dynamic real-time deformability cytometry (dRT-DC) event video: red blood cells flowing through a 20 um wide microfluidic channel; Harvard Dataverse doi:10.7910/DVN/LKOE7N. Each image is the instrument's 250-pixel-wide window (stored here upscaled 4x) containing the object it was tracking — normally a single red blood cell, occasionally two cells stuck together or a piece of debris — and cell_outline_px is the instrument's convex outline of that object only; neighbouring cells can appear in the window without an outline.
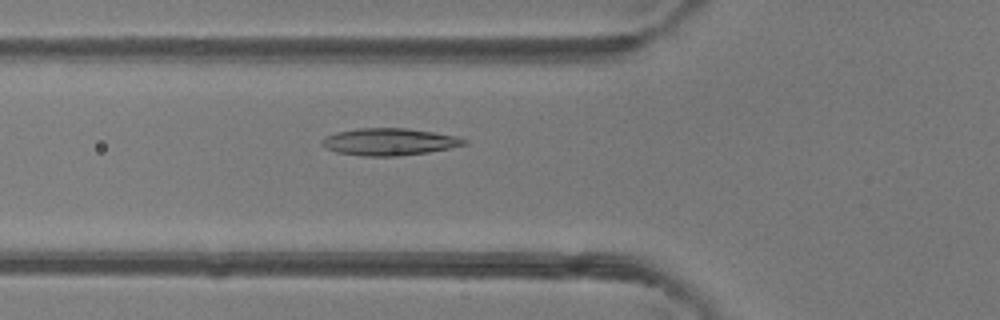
{"species": "common noctule bat (a hibernating species)", "species_latin": "Nyctalus noctula", "temperature_condition": "room temperature", "stored_images_in_passage": 47, "camera_frame_rate_fps": 3000, "um_per_image_px": 0.085, "animal": {"sex": "female"}, "frame": {"image": 1, "passage_image": 16, "time_ms": 5.0, "image_size_px": [1000, 320], "cell_outline_px": [[468, 144], [428, 152], [400, 156], [360, 156], [336, 152], [324, 148], [320, 144], [320, 140], [324, 136], [336, 132], [356, 128], [408, 128], [456, 136], [468, 140]], "centroid_in_image_um": [33.02, 12.05], "position_along_channel_um": 92.8, "area_um2": 22.72}}
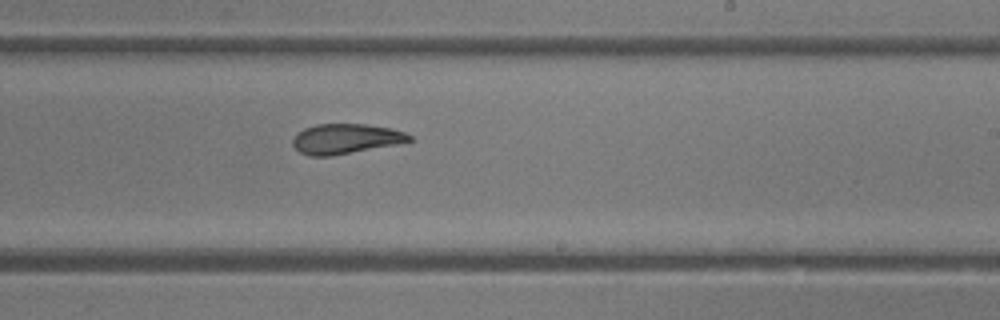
{"frame": {"image": 2, "passage_image": 28, "time_ms": 9.0, "image_size_px": [1000, 320], "cell_outline_px": [[416, 140], [396, 144], [328, 156], [308, 156], [300, 152], [292, 144], [292, 140], [296, 132], [304, 128], [316, 124], [364, 124], [392, 128], [404, 132], [412, 136]], "centroid_in_image_um": [29.37, 11.78], "position_along_channel_um": 259.6, "area_um2": 20.35}}
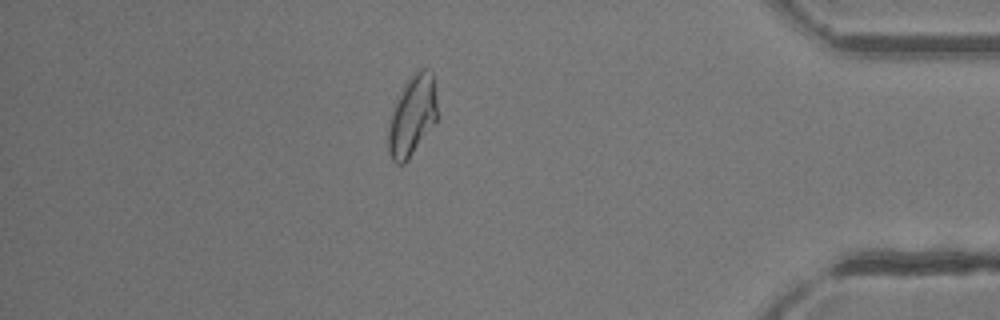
{"frame": {"image": 3, "passage_image": 41, "time_ms": 13.333, "image_size_px": [1000, 320], "cell_outline_px": [[440, 116], [408, 160], [404, 164], [396, 164], [392, 160], [388, 152], [388, 120], [392, 108], [396, 100], [408, 80], [416, 68], [424, 68], [432, 72]], "centroid_in_image_um": [35.05, 9.84], "position_along_channel_um": 400.1, "area_um2": 23.47}, "authors_computed_cell_mechanics": {"area_um2": 22.6576, "velocity_mm_per_s": 4.1687, "shape_relaxation_time_tau1_ms": 7.499, "shape_relaxation_time_tau2_ms": 3.5077, "deformation_change_tau1": 0.1907, "deformation_change_tau2": 0.097}}